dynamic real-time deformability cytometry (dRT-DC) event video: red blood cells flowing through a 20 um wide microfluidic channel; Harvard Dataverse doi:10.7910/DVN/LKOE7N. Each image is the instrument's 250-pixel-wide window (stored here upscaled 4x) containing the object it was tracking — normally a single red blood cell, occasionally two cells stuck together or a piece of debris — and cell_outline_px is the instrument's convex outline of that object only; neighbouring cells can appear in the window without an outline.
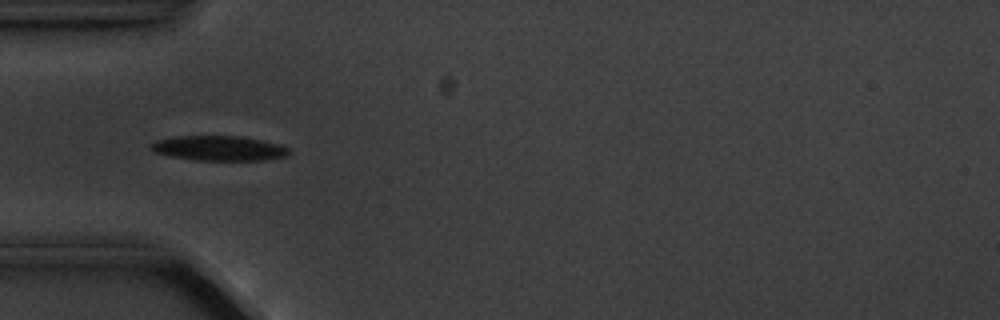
{"species": "common noctule bat (a hibernating species)", "species_latin": "Nyctalus noctula", "temperature_condition": "cold", "stored_images_in_passage": 7, "camera_frame_rate_fps": 3000, "um_per_image_px": 0.085, "animal": {"sex": "male", "body_mass_g": 20.1, "forearm_length_mm": 53.5}, "frame": {"image": 1, "passage_image": 5, "time_ms": 5.0, "image_size_px": [1000, 320], "cell_outline_px": [[288, 152], [284, 156], [264, 160], [196, 160], [172, 156], [156, 152], [152, 148], [152, 144], [156, 140], [176, 136], [240, 136], [280, 144], [288, 148]], "centroid_in_image_um": [18.62, 12.59], "position_along_channel_um": 66.4, "area_um2": 19.59}}